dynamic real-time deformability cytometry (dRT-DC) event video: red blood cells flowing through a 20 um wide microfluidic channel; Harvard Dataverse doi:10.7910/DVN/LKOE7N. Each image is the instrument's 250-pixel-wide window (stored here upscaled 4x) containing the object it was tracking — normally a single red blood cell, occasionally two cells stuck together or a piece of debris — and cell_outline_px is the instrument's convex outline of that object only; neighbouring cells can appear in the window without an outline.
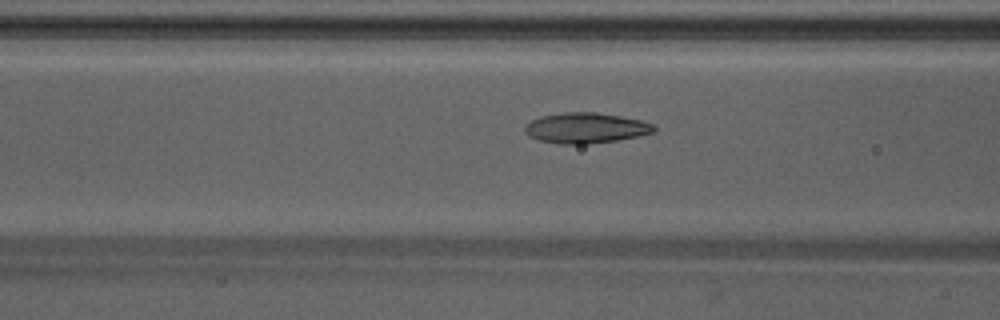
{"species": "Egyptian fruit bat (a non-hibernating species)", "species_latin": "Rousettus aegyptiacus", "temperature_condition": "warm", "stored_images_in_passage": 32, "camera_frame_rate_fps": 3000, "um_per_image_px": 0.085, "animal": {"sex": "male"}, "frame": {"image": 1, "passage_image": 10, "time_ms": 3.0, "image_size_px": [1000, 320], "cell_outline_px": [[656, 128], [652, 132], [636, 136], [616, 140], [584, 144], [556, 144], [540, 140], [528, 136], [524, 132], [524, 124], [540, 116], [564, 112], [596, 112], [620, 116], [640, 120], [656, 124]], "centroid_in_image_um": [49.74, 10.87], "position_along_channel_um": 116.9, "area_um2": 22.95}}
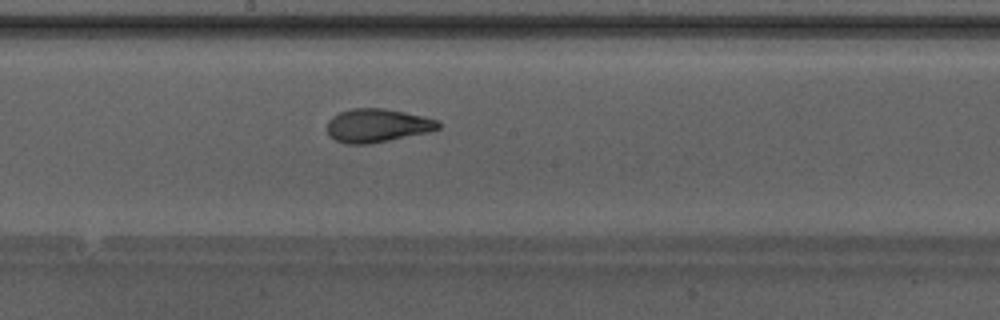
{"frame": {"image": 2, "passage_image": 17, "time_ms": 5.333, "image_size_px": [1000, 320], "cell_outline_px": [[440, 128], [428, 132], [368, 144], [348, 144], [336, 140], [328, 136], [328, 120], [332, 116], [340, 112], [352, 108], [384, 108], [424, 116], [436, 120], [440, 124]], "centroid_in_image_um": [32.04, 10.66], "position_along_channel_um": 216.2, "area_um2": 21.56}}
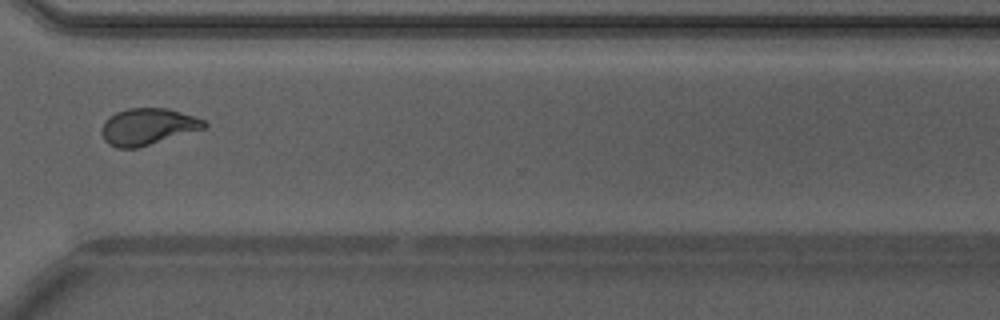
{"frame": {"image": 3, "passage_image": 27, "time_ms": 8.667, "image_size_px": [1000, 320], "cell_outline_px": [[208, 124], [204, 128], [136, 148], [116, 148], [108, 144], [104, 140], [100, 132], [104, 120], [108, 116], [116, 112], [128, 108], [168, 108], [204, 120]], "centroid_in_image_um": [12.49, 10.76], "position_along_channel_um": 358.1, "area_um2": 21.73}, "authors_computed_cell_mechanics": {"area_um2": 21.5016, "velocity_mm_per_s": 4.2559, "shape_relaxation_time_tau1_ms": 4.1761, "shape_relaxation_time_tau2_ms": 1.1758, "deformation_change_tau1": 0.17, "deformation_change_tau2": 0.0748}}